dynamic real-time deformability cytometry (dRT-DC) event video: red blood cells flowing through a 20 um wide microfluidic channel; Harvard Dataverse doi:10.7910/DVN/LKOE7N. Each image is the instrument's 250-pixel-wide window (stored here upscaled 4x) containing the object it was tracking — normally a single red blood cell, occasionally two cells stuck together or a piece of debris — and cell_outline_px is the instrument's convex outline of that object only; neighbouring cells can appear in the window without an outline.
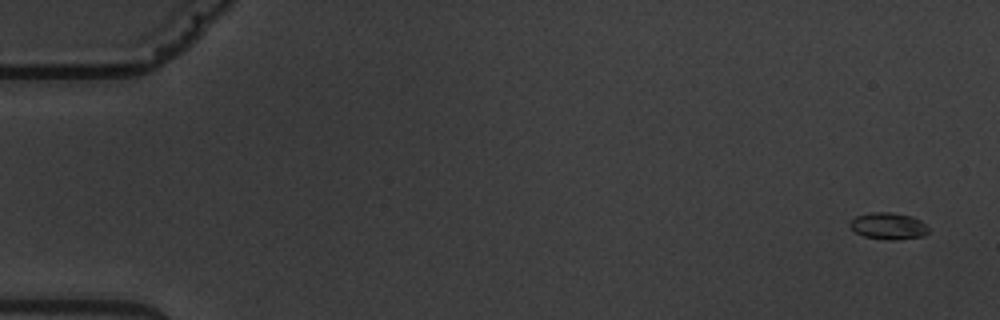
{"species": "common noctule bat (a hibernating species)", "species_latin": "Nyctalus noctula", "temperature_condition": "warm", "stored_images_in_passage": 7, "camera_frame_rate_fps": 3000, "um_per_image_px": 0.085, "animal": {"sex": "male", "body_mass_g": 19.5, "forearm_length_mm": 54.6}, "frame": {"image": 1, "passage_image": 1, "time_ms": 0.0, "image_size_px": [1000, 320], "cell_outline_px": [[928, 232], [924, 236], [896, 240], [888, 240], [864, 236], [856, 232], [848, 224], [856, 216], [872, 212], [892, 212], [912, 216], [920, 220], [928, 228]], "centroid_in_image_um": [75.52, 19.21], "position_along_channel_um": 9.5, "area_um2": 12.2}}
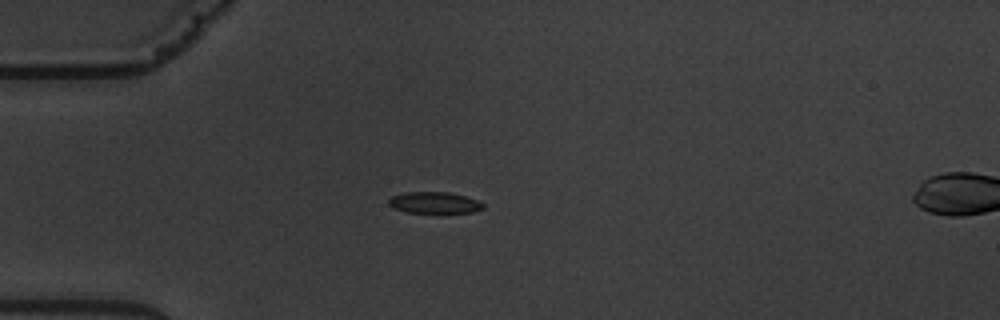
{"frame": {"image": 2, "passage_image": 5, "time_ms": 4.667, "image_size_px": [1000, 320], "cell_outline_px": [[484, 208], [472, 212], [404, 212], [392, 208], [388, 204], [388, 200], [392, 196], [404, 192], [448, 192], [464, 196], [476, 200], [484, 204]], "centroid_in_image_um": [36.87, 17.22], "position_along_channel_um": 48.1, "area_um2": 11.68}}
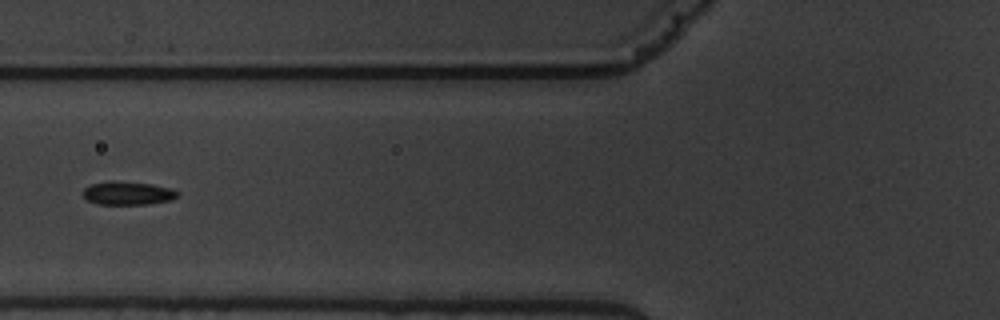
{"frame": {"image": 3, "passage_image": 7, "time_ms": 7.0, "image_size_px": [1000, 320], "cell_outline_px": [[180, 192], [172, 200], [148, 204], [96, 204], [88, 200], [84, 196], [84, 188], [92, 184], [112, 180], [152, 184], [168, 188]], "centroid_in_image_um": [10.86, 16.42], "position_along_channel_um": 114.9, "area_um2": 12.77}}